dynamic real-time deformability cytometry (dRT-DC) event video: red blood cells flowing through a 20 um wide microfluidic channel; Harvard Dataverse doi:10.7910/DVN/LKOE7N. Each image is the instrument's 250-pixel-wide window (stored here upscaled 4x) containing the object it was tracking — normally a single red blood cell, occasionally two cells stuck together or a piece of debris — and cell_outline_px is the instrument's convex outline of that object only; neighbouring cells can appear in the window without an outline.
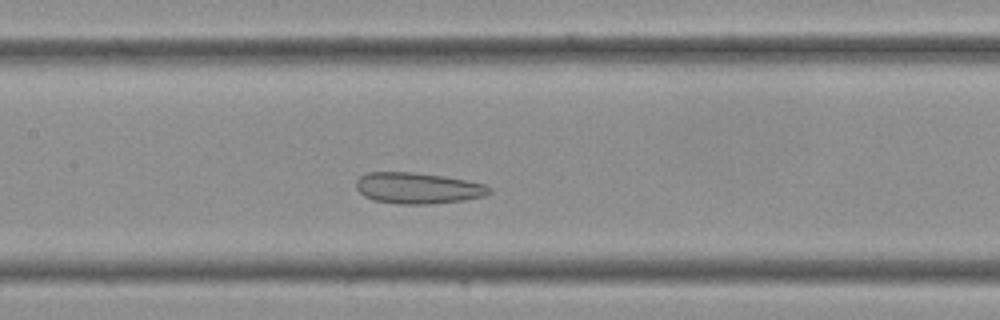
{"species": "Egyptian fruit bat (a non-hibernating species)", "species_latin": "Rousettus aegyptiacus", "temperature_condition": "cold", "stored_images_in_passage": 32, "camera_frame_rate_fps": 3000, "um_per_image_px": 0.085, "frame": {"image": 1, "passage_image": 13, "time_ms": 4.0, "image_size_px": [1000, 320], "cell_outline_px": [[492, 192], [484, 196], [464, 200], [428, 204], [396, 204], [376, 200], [364, 196], [356, 188], [356, 180], [360, 176], [368, 172], [412, 172], [444, 176], [484, 184], [492, 188]], "centroid_in_image_um": [35.52, 15.99], "position_along_channel_um": 171.9, "area_um2": 24.1}}
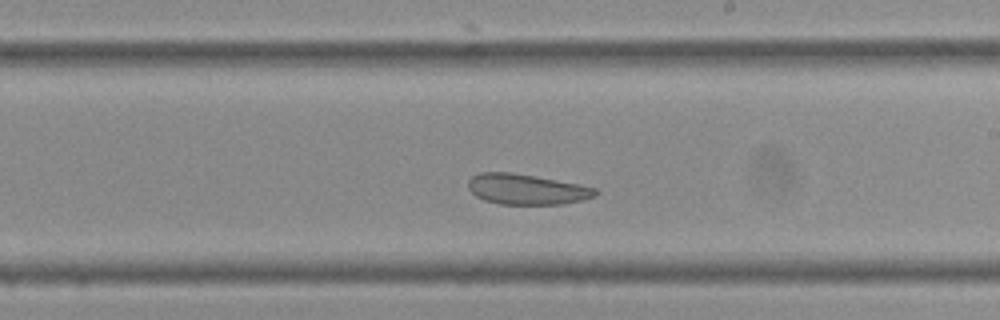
{"frame": {"image": 2, "passage_image": 17, "time_ms": 5.333, "image_size_px": [1000, 320], "cell_outline_px": [[600, 192], [596, 196], [564, 204], [500, 204], [484, 200], [476, 196], [468, 188], [468, 180], [472, 176], [480, 172], [512, 172], [536, 176], [580, 184], [596, 188]], "centroid_in_image_um": [44.77, 16.08], "position_along_channel_um": 244.2, "area_um2": 22.72}}
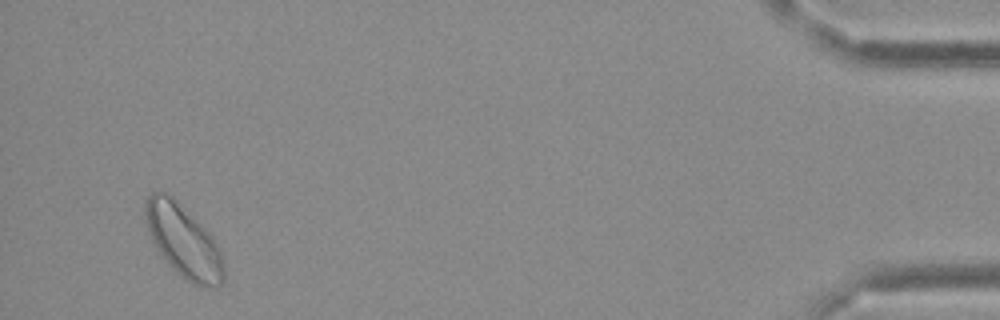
{"frame": {"image": 3, "passage_image": 31, "time_ms": 10.0, "image_size_px": [1000, 320], "cell_outline_px": [[224, 284], [216, 288], [204, 288], [192, 284], [176, 272], [168, 264], [156, 248], [152, 240], [144, 220], [144, 200], [152, 192], [164, 192], [172, 196], [212, 236], [220, 248], [224, 264]], "centroid_in_image_um": [15.6, 20.53], "position_along_channel_um": 419.6, "area_um2": 33.47}}